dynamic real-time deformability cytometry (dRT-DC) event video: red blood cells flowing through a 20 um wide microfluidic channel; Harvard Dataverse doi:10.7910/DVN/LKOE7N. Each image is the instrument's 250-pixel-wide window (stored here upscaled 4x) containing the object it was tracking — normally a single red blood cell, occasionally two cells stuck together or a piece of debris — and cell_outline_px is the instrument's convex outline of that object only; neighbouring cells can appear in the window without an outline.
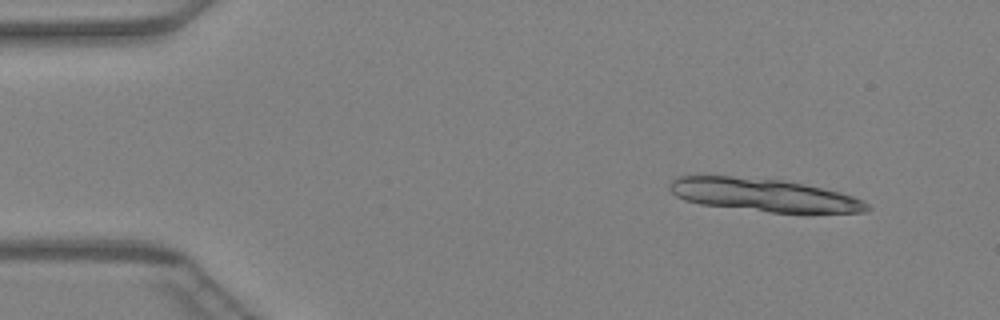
{"species": "Egyptian fruit bat (a non-hibernating species)", "species_latin": "Rousettus aegyptiacus", "temperature_condition": "warm", "stored_images_in_passage": 13, "camera_frame_rate_fps": 3000, "um_per_image_px": 0.085, "animal": {"sex": "female"}, "frame": {"image": 1, "passage_image": 5, "time_ms": 1.333, "image_size_px": [1000, 320], "cell_outline_px": [[872, 208], [864, 212], [772, 212], [700, 204], [684, 200], [676, 196], [668, 188], [668, 184], [672, 180], [680, 176], [732, 176], [780, 180], [804, 184], [840, 192], [864, 200]], "centroid_in_image_um": [64.9, 16.57], "position_along_channel_um": 20.1, "area_um2": 37.51}}